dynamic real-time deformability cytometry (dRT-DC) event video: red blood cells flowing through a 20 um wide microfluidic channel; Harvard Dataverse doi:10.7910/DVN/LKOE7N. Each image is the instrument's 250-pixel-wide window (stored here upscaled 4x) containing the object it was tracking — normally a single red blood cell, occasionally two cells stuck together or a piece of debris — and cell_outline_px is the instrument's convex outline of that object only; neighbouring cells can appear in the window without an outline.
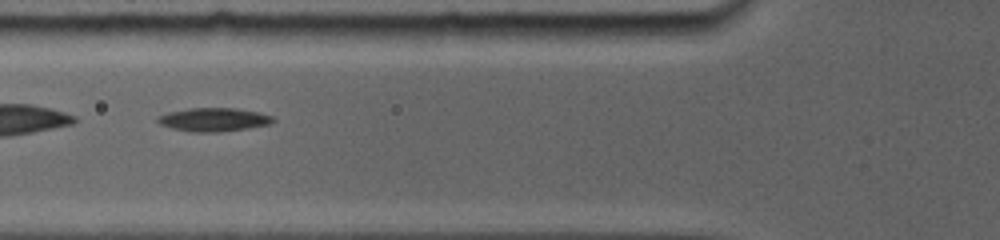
{"species": "common noctule bat (a hibernating species)", "species_latin": "Nyctalus noctula", "temperature_condition": "room temperature", "stored_images_in_passage": 20, "camera_frame_rate_fps": 5000, "um_per_image_px": 0.085, "animal": {"sex": "female", "body_mass_g": 19.0, "forearm_length_mm": 56.7}, "frame": {"image": 1, "passage_image": 4, "time_ms": 1.4, "image_size_px": [1000, 240], "cell_outline_px": [[276, 120], [272, 124], [248, 128], [220, 132], [192, 132], [172, 128], [160, 124], [156, 120], [156, 116], [168, 112], [188, 108], [236, 108], [260, 112], [272, 116]], "centroid_in_image_um": [18.18, 10.16], "position_along_channel_um": 107.6, "area_um2": 16.01}}
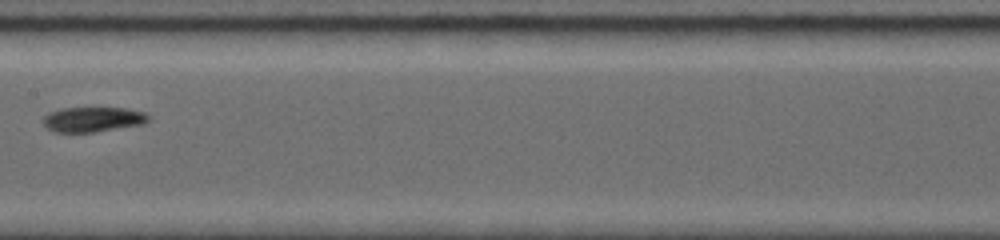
{"frame": {"image": 2, "passage_image": 9, "time_ms": 3.8, "image_size_px": [1000, 240], "cell_outline_px": [[152, 116], [144, 124], [96, 132], [52, 132], [44, 124], [44, 116], [48, 112], [60, 108], [128, 108], [144, 112]], "centroid_in_image_um": [7.92, 10.14], "position_along_channel_um": 199.5, "area_um2": 15.49}}
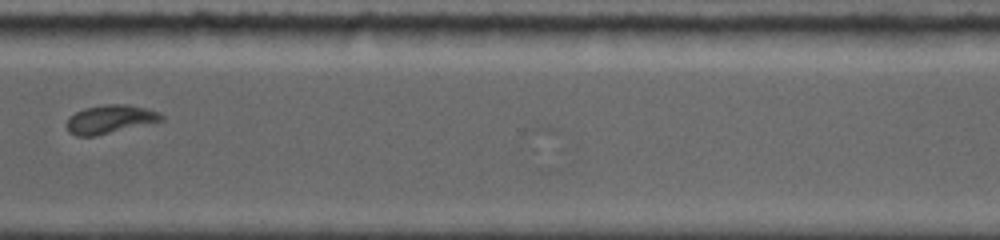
{"frame": {"image": 3, "passage_image": 17, "time_ms": 8.0, "image_size_px": [1000, 240], "cell_outline_px": [[164, 120], [96, 136], [76, 136], [68, 132], [68, 120], [76, 112], [84, 108], [104, 104], [128, 104], [148, 108], [164, 116]], "centroid_in_image_um": [9.37, 10.13], "position_along_channel_um": 361.2, "area_um2": 15.61}, "authors_computed_cell_mechanics": {"area_um2": 15.6349, "velocity_mm_per_s": 3.8384, "shape_relaxation_time_tau1_ms": null, "shape_relaxation_time_tau2_ms": 8.5898, "deformation_change_tau1": null, "deformation_change_tau2": 0.1582}}